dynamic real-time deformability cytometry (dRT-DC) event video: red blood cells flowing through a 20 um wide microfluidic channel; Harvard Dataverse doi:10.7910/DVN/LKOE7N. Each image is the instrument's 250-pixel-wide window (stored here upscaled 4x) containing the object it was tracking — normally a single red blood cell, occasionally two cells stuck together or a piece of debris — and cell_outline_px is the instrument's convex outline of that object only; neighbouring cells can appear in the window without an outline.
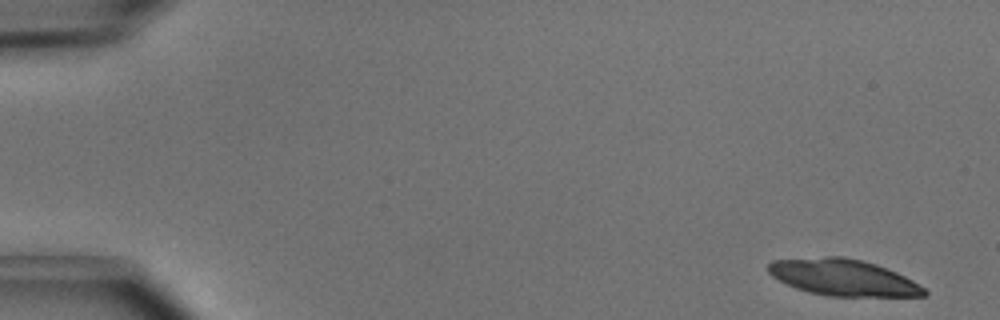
{"species": "common noctule bat (a hibernating species)", "species_latin": "Nyctalus noctula", "temperature_condition": "cold", "stored_images_in_passage": 10, "camera_frame_rate_fps": 3000, "um_per_image_px": 0.085, "animal": {"sex": "male", "body_mass_g": 15.6}, "frame": {"image": 1, "passage_image": 1, "time_ms": 0.0, "image_size_px": [1000, 320], "cell_outline_px": [[928, 296], [828, 296], [808, 292], [796, 288], [772, 276], [768, 272], [768, 264], [772, 260], [824, 256], [844, 256], [876, 264], [896, 272], [912, 280], [924, 288], [928, 292]], "centroid_in_image_um": [71.67, 23.58], "position_along_channel_um": 13.3, "area_um2": 33.06}}
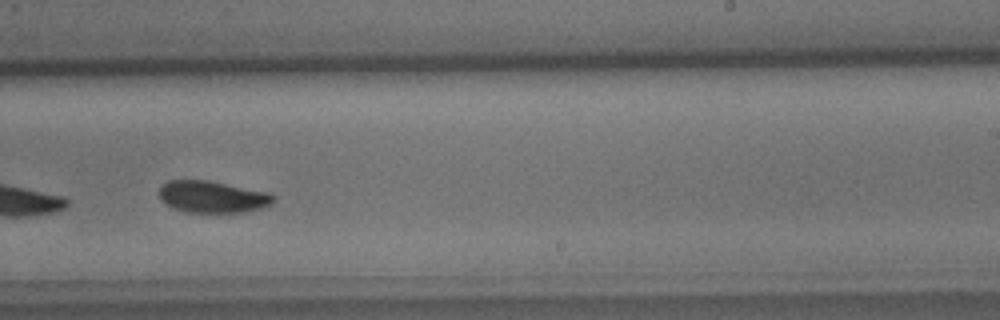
{"frame": {"image": 2, "passage_image": 9, "time_ms": 2.667, "image_size_px": [1000, 320], "cell_outline_px": [[276, 200], [272, 204], [264, 208], [244, 212], [184, 212], [172, 208], [160, 196], [160, 188], [168, 180], [208, 180], [268, 192], [276, 196]], "centroid_in_image_um": [18.13, 16.73], "position_along_channel_um": 270.9, "area_um2": 21.21}}